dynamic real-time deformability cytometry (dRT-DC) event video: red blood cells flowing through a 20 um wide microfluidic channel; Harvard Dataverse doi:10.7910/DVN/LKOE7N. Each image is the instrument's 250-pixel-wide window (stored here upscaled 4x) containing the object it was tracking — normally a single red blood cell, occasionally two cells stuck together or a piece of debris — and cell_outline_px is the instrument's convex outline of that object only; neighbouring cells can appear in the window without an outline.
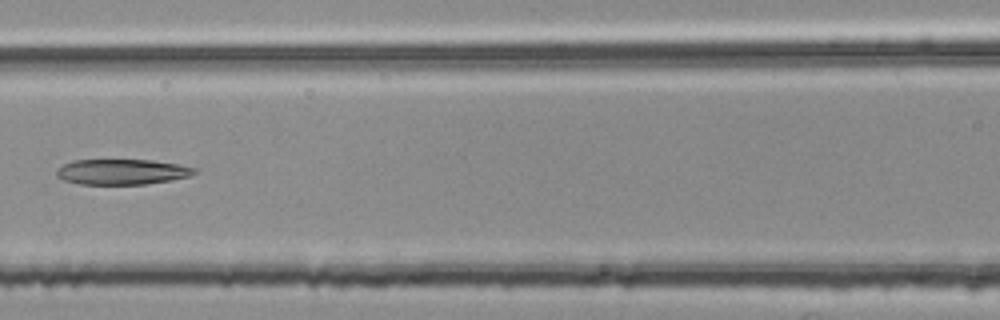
{"species": "common noctule bat (a hibernating species)", "species_latin": "Nyctalus noctula", "temperature_condition": "room temperature", "stored_images_in_passage": 7, "segment_of_instrument_passage": [2, 2], "camera_frame_rate_fps": 3000, "um_per_image_px": 0.085, "animal": {"sex": "female", "body_mass_g": 25.1}, "frame": {"image": 1, "passage_image": 6, "time_ms": 1.667, "image_size_px": [1000, 320], "cell_outline_px": [[200, 172], [188, 176], [172, 180], [144, 184], [80, 184], [64, 180], [56, 176], [56, 168], [72, 160], [152, 160], [180, 164], [200, 168]], "centroid_in_image_um": [10.42, 14.6], "position_along_channel_um": 156.2, "area_um2": 20.69}}
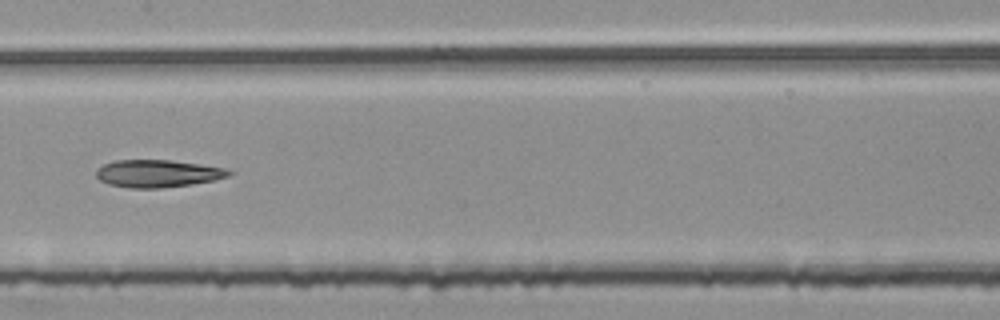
{"frame": {"image": 2, "passage_image": 7, "time_ms": 2.0, "image_size_px": [1000, 320], "cell_outline_px": [[232, 172], [228, 176], [216, 180], [192, 184], [160, 188], [132, 188], [108, 184], [100, 180], [96, 176], [96, 168], [104, 164], [116, 160], [168, 160], [200, 164], [224, 168]], "centroid_in_image_um": [13.38, 14.75], "position_along_channel_um": 194.0, "area_um2": 21.15}}